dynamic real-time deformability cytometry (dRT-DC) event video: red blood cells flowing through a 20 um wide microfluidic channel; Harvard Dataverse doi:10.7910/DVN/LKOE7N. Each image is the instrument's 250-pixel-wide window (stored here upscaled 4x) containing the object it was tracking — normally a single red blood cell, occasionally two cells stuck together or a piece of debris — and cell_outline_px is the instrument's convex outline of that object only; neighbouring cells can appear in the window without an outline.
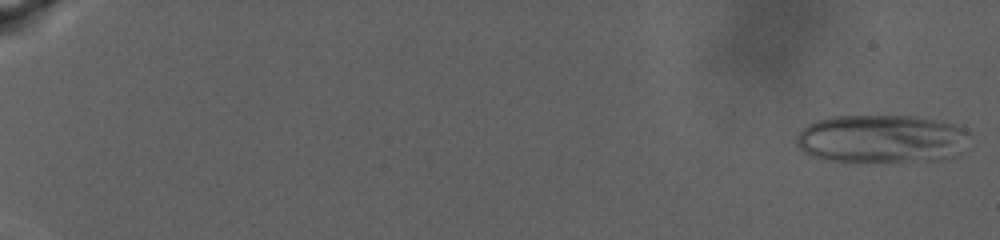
{"species": "human", "species_latin": "Homo sapiens", "temperature_condition": "warm", "stored_images_in_passage": 89, "camera_frame_rate_fps": 3000, "um_per_image_px": 0.085, "donor": {"sex": "male"}, "frame": {"image": 1, "passage_image": 2, "time_ms": 0.333, "image_size_px": [1000, 240], "cell_outline_px": [[968, 132], [956, 156], [940, 160], [848, 164], [844, 164], [820, 160], [804, 152], [796, 144], [796, 136], [808, 124], [816, 120], [832, 116], [912, 116], [940, 120], [964, 128]], "centroid_in_image_um": [74.83, 11.85], "position_along_channel_um": 10.2, "area_um2": 49.71}}
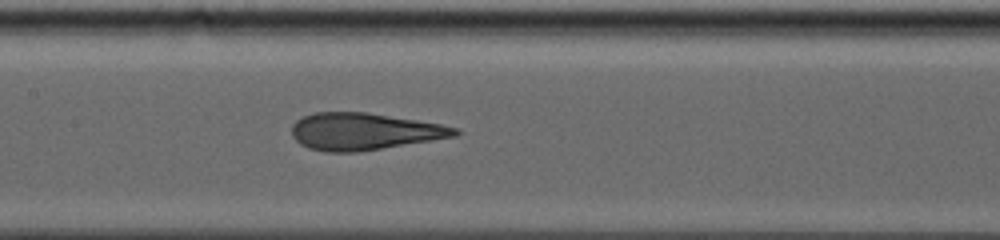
{"frame": {"image": 2, "passage_image": 49, "time_ms": 16.0, "image_size_px": [1000, 240], "cell_outline_px": [[460, 132], [456, 136], [432, 140], [356, 152], [324, 152], [308, 148], [300, 144], [292, 136], [292, 124], [296, 120], [312, 112], [368, 112], [440, 124], [460, 128]], "centroid_in_image_um": [30.92, 11.17], "position_along_channel_um": 176.5, "area_um2": 35.14}}
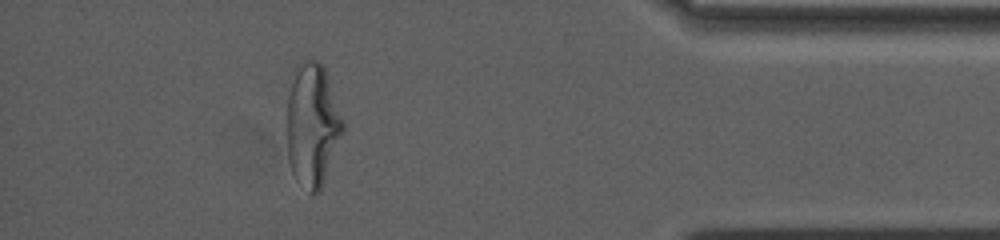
{"frame": {"image": 3, "passage_image": 81, "time_ms": 26.667, "image_size_px": [1000, 240], "cell_outline_px": [[344, 128], [320, 192], [308, 192], [296, 180], [292, 172], [288, 160], [288, 96], [296, 64], [304, 60], [316, 60], [324, 64], [344, 120]], "centroid_in_image_um": [26.57, 10.59], "position_along_channel_um": 408.6, "area_um2": 40.11}, "authors_computed_cell_mechanics": {"area_um2": 37.6856, "velocity_mm_per_s": 2.4712, "shape_relaxation_time_tau1_ms": null, "shape_relaxation_time_tau2_ms": 1.5264, "deformation_change_tau1": null, "deformation_change_tau2": 0.1046}}